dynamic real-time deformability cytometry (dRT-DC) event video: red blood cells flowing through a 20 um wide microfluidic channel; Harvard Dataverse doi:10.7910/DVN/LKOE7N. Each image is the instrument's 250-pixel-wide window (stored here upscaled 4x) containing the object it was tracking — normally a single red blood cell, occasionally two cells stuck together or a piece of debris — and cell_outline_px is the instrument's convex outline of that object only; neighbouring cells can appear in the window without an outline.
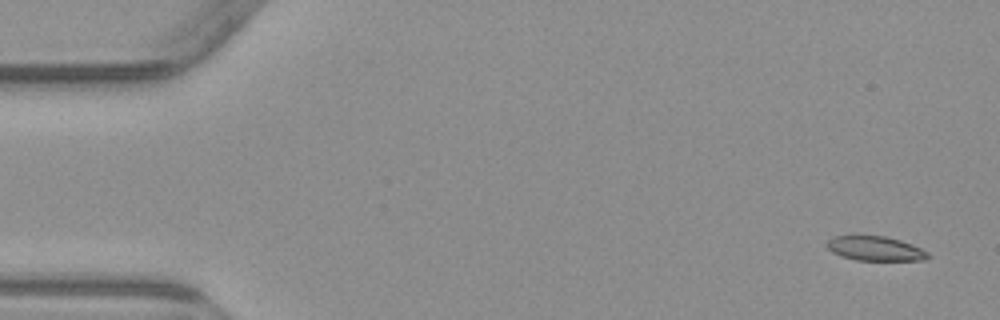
{"species": "common noctule bat (a hibernating species)", "species_latin": "Nyctalus noctula", "temperature_condition": "warm", "stored_images_in_passage": 5, "camera_frame_rate_fps": 3000, "um_per_image_px": 0.085, "animal": {"sex": "male", "body_mass_g": 23.1, "forearm_length_mm": 52.7}, "frame": {"image": 1, "passage_image": 1, "time_ms": 0.0, "image_size_px": [1000, 320], "cell_outline_px": [[928, 256], [924, 260], [856, 260], [832, 252], [824, 244], [832, 236], [852, 232], [860, 232], [884, 236], [900, 240], [912, 244], [928, 252]], "centroid_in_image_um": [74.28, 21.05], "position_along_channel_um": 10.7, "area_um2": 15.09}}
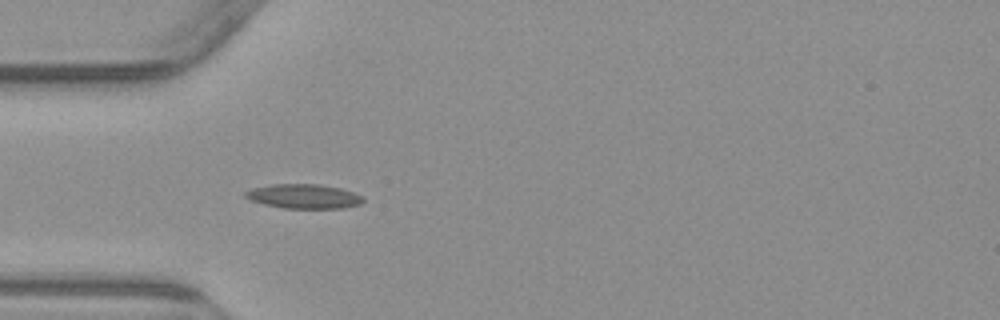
{"frame": {"image": 2, "passage_image": 5, "time_ms": 4.667, "image_size_px": [1000, 320], "cell_outline_px": [[364, 200], [360, 204], [344, 208], [284, 208], [264, 204], [252, 200], [244, 196], [244, 192], [252, 188], [272, 184], [320, 184], [340, 188], [352, 192], [360, 196]], "centroid_in_image_um": [25.8, 16.68], "position_along_channel_um": 59.2, "area_um2": 16.59}}